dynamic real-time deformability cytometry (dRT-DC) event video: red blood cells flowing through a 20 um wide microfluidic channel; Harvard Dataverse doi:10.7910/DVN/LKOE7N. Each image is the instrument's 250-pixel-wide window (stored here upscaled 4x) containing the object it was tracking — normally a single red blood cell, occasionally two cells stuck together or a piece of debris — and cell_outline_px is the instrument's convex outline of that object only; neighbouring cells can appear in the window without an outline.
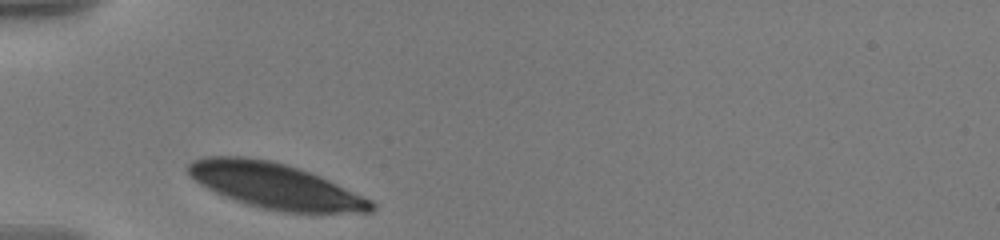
{"species": "human", "species_latin": "Homo sapiens", "temperature_condition": "warm", "stored_images_in_passage": 31, "camera_frame_rate_fps": 3000, "um_per_image_px": 0.085, "donor": {"sex": "male"}, "frame": {"image": 1, "passage_image": 1, "time_ms": 0.0, "image_size_px": [1000, 240], "cell_outline_px": [[376, 208], [372, 212], [280, 212], [248, 204], [224, 196], [200, 184], [184, 168], [192, 160], [204, 156], [240, 156], [268, 160], [300, 168], [320, 176], [372, 200], [376, 204]], "centroid_in_image_um": [23.39, 15.79], "position_along_channel_um": 61.6, "area_um2": 48.09}}
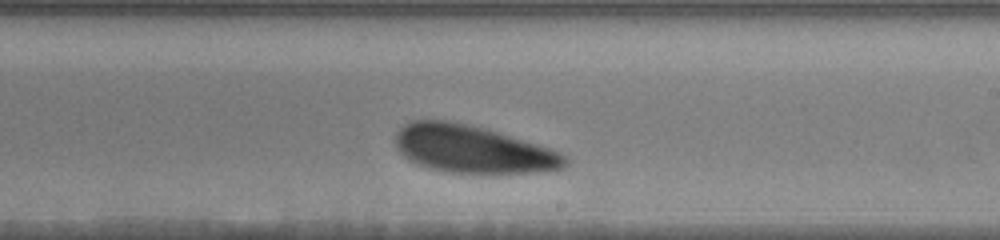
{"frame": {"image": 2, "passage_image": 18, "time_ms": 5.667, "image_size_px": [1000, 240], "cell_outline_px": [[568, 164], [564, 168], [540, 172], [444, 172], [428, 168], [416, 164], [408, 160], [396, 148], [396, 132], [404, 124], [412, 120], [448, 120], [472, 124], [552, 148], [568, 156]], "centroid_in_image_um": [40.18, 12.67], "position_along_channel_um": 248.8, "area_um2": 47.34}}
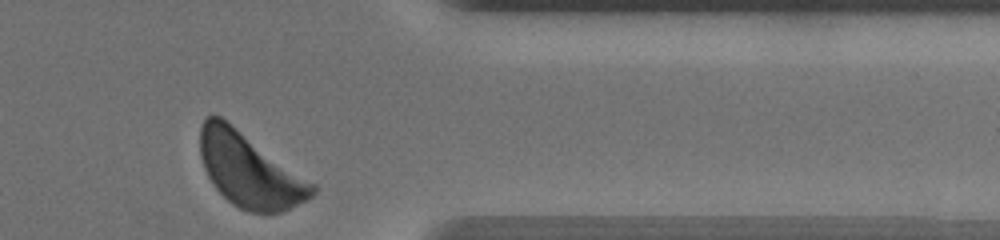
{"frame": {"image": 3, "passage_image": 31, "time_ms": 10.0, "image_size_px": [1000, 240], "cell_outline_px": [[320, 188], [312, 196], [280, 212], [248, 212], [232, 204], [216, 188], [208, 176], [204, 168], [200, 156], [200, 128], [204, 120], [208, 116], [220, 116], [316, 184]], "centroid_in_image_um": [21.21, 14.47], "position_along_channel_um": 390.2, "area_um2": 47.69}, "authors_computed_cell_mechanics": {"area_um2": 48.3786, "velocity_mm_per_s": 3.4593, "shape_relaxation_time_tau1_ms": 1.3943, "shape_relaxation_time_tau2_ms": null, "deformation_change_tau1": 0.0875, "deformation_change_tau2": null}}